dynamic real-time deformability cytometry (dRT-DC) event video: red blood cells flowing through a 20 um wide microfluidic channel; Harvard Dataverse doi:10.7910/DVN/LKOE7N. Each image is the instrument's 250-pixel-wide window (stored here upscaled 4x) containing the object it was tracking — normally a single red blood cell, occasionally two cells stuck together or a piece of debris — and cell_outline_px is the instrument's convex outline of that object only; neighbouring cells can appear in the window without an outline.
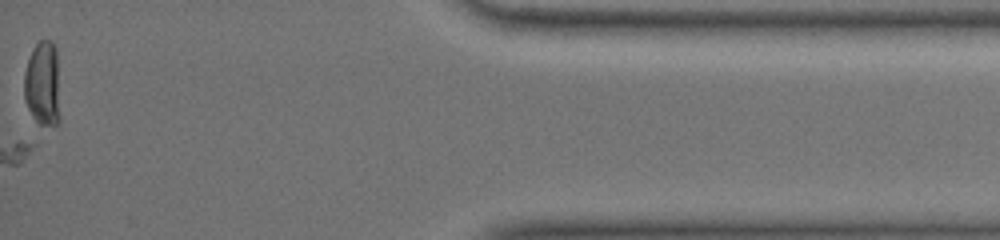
{"species": "common noctule bat (a hibernating species)", "species_latin": "Nyctalus noctula", "temperature_condition": "warm", "stored_images_in_passage": 49, "segment_of_instrument_passage": [2, 2], "camera_frame_rate_fps": 3000, "um_per_image_px": 0.085, "animal": {"sex": "female", "body_mass_g": 19.0, "forearm_length_mm": 51.5}, "frame": {"image": 1, "passage_image": 48, "time_ms": 15.0, "image_size_px": [1000, 240], "cell_outline_px": [[60, 120], [56, 124], [40, 124], [36, 120], [28, 108], [24, 100], [24, 72], [32, 48], [40, 40], [52, 40], [56, 48]], "centroid_in_image_um": [3.62, 7.09], "position_along_channel_um": 431.6, "area_um2": 17.8}}